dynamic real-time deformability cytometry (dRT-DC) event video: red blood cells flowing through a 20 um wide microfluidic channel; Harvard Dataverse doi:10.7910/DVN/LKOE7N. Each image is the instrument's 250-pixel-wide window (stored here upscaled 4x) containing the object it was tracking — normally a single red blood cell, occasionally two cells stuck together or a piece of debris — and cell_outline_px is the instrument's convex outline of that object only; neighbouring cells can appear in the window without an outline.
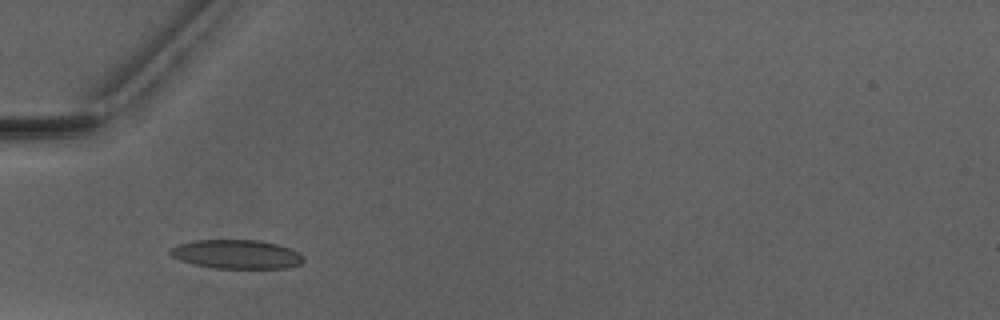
{"species": "Egyptian fruit bat (a non-hibernating species)", "species_latin": "Rousettus aegyptiacus", "temperature_condition": "warm", "stored_images_in_passage": 2, "camera_frame_rate_fps": 3000, "um_per_image_px": 0.085, "animal": {"sex": "male"}, "frame": {"image": 1, "passage_image": 2, "time_ms": 1.333, "image_size_px": [1000, 320], "cell_outline_px": [[304, 260], [300, 264], [284, 268], [212, 268], [180, 260], [172, 256], [168, 252], [172, 248], [180, 244], [192, 240], [260, 240], [276, 244], [288, 248], [304, 256]], "centroid_in_image_um": [20.1, 21.61], "position_along_channel_um": 64.9, "area_um2": 22.25}}